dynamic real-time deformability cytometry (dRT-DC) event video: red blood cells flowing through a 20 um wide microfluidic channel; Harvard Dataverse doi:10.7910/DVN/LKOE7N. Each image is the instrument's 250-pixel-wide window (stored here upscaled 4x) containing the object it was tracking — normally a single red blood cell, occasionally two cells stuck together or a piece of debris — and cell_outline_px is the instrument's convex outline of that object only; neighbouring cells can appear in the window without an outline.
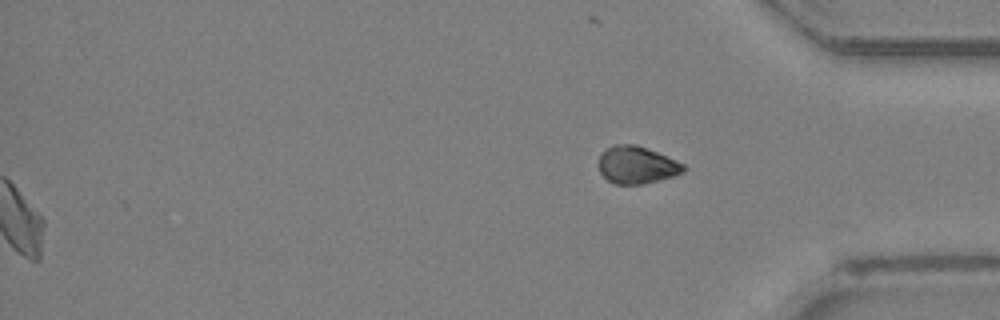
{"species": "Egyptian fruit bat (a non-hibernating species)", "species_latin": "Rousettus aegyptiacus", "temperature_condition": "room temperature", "stored_images_in_passage": 37, "segment_of_instrument_passage": [2, 2], "camera_frame_rate_fps": 3000, "um_per_image_px": 0.085, "animal": {"sex": "female"}, "frame": {"image": 1, "passage_image": 37, "time_ms": 12.0, "image_size_px": [1000, 320], "cell_outline_px": [[688, 168], [684, 172], [672, 176], [640, 184], [616, 184], [608, 180], [600, 172], [600, 152], [604, 148], [612, 144], [636, 144], [656, 152], [684, 164]], "centroid_in_image_um": [54.1, 14.0], "position_along_channel_um": 381.1, "area_um2": 18.32}}